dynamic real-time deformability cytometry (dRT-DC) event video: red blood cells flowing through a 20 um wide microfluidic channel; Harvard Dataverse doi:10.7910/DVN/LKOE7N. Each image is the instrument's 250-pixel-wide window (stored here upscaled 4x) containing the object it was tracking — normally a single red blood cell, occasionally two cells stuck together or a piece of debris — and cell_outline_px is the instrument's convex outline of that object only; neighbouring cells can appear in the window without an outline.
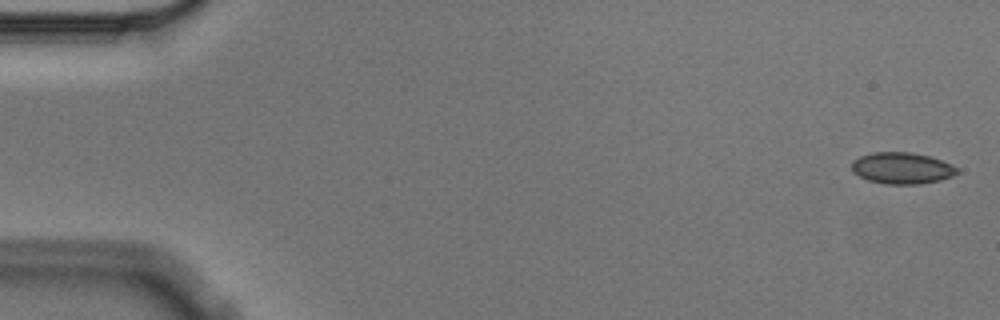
{"species": "Egyptian fruit bat (a non-hibernating species)", "species_latin": "Rousettus aegyptiacus", "temperature_condition": "cold", "stored_images_in_passage": 5, "camera_frame_rate_fps": 3000, "um_per_image_px": 0.085, "animal": {"sex": "male"}, "frame": {"image": 1, "passage_image": 1, "time_ms": 0.0, "image_size_px": [1000, 320], "cell_outline_px": [[960, 172], [952, 176], [940, 180], [920, 184], [888, 184], [868, 180], [852, 172], [852, 160], [860, 156], [872, 152], [908, 152], [928, 156], [952, 164]], "centroid_in_image_um": [76.65, 14.29], "position_along_channel_um": 8.3, "area_um2": 19.25}}
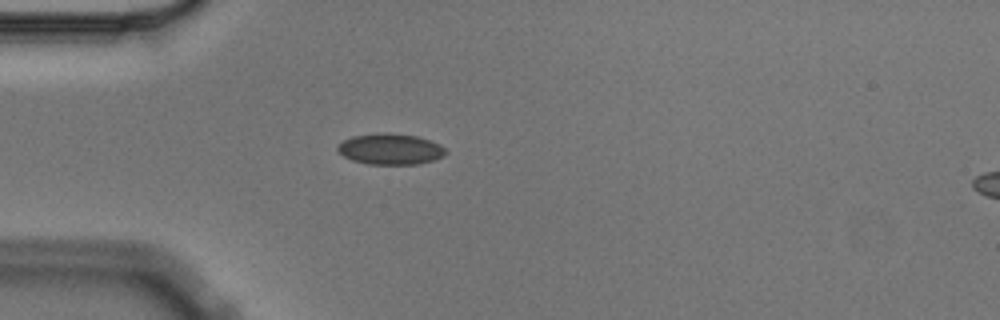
{"frame": {"image": 2, "passage_image": 5, "time_ms": 1.333, "image_size_px": [1000, 320], "cell_outline_px": [[448, 152], [444, 156], [420, 164], [368, 164], [352, 160], [344, 156], [336, 148], [344, 140], [352, 136], [380, 132], [388, 132], [416, 136], [440, 144]], "centroid_in_image_um": [33.19, 12.67], "position_along_channel_um": 51.8, "area_um2": 19.48}}